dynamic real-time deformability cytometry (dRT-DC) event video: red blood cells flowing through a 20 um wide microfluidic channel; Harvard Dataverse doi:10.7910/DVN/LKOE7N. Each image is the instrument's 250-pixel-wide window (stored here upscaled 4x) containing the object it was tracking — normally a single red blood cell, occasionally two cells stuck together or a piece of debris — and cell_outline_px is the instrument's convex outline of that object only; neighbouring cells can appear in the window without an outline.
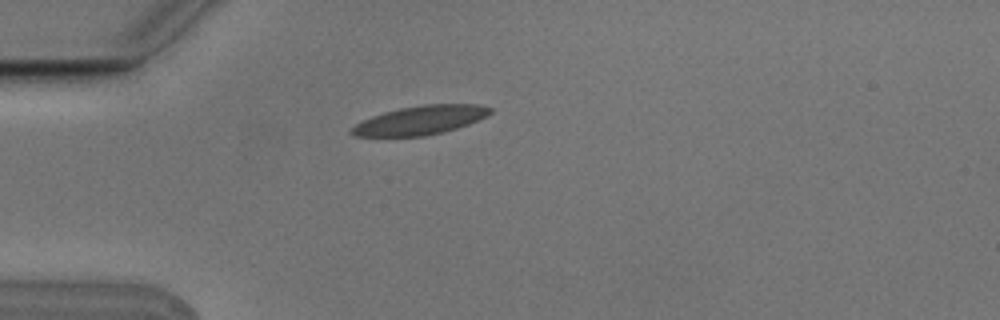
{"species": "Egyptian fruit bat (a non-hibernating species)", "species_latin": "Rousettus aegyptiacus", "temperature_condition": "cold", "stored_images_in_passage": 5, "camera_frame_rate_fps": 3000, "um_per_image_px": 0.085, "animal": {"sex": "male"}, "frame": {"image": 1, "passage_image": 3, "time_ms": 0.667, "image_size_px": [1000, 320], "cell_outline_px": [[492, 112], [468, 124], [444, 132], [424, 136], [356, 136], [348, 132], [356, 124], [372, 116], [384, 112], [400, 108], [424, 104], [480, 104], [492, 108]], "centroid_in_image_um": [35.73, 10.21], "position_along_channel_um": 49.3, "area_um2": 23.06}}